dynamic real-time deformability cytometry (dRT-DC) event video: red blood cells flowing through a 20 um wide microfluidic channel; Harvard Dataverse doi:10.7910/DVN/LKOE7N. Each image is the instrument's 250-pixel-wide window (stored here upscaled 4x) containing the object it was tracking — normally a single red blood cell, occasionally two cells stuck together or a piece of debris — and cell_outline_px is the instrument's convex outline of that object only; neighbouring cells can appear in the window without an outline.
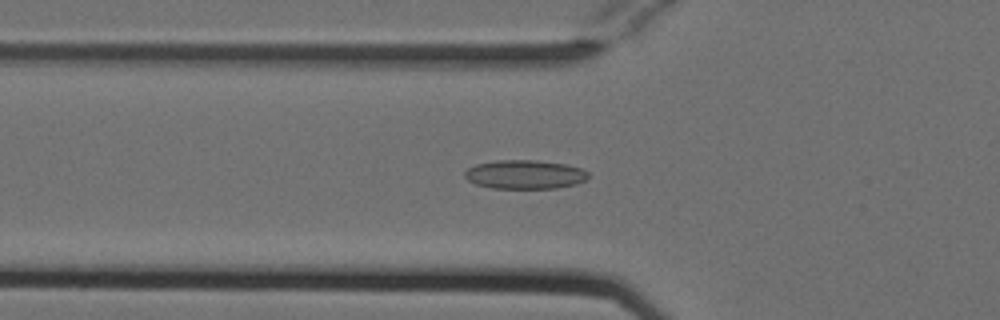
{"species": "Egyptian fruit bat (a non-hibernating species)", "species_latin": "Rousettus aegyptiacus", "temperature_condition": "cold", "stored_images_in_passage": 49, "camera_frame_rate_fps": 3000, "um_per_image_px": 0.085, "animal": {"sex": "female"}, "frame": {"image": 1, "passage_image": 18, "time_ms": 5.667, "image_size_px": [1000, 320], "cell_outline_px": [[588, 180], [576, 184], [556, 188], [492, 188], [476, 184], [468, 180], [464, 176], [464, 172], [468, 168], [476, 164], [496, 160], [536, 160], [568, 164], [580, 168], [588, 172]], "centroid_in_image_um": [44.63, 14.82], "position_along_channel_um": 81.2, "area_um2": 20.92}}
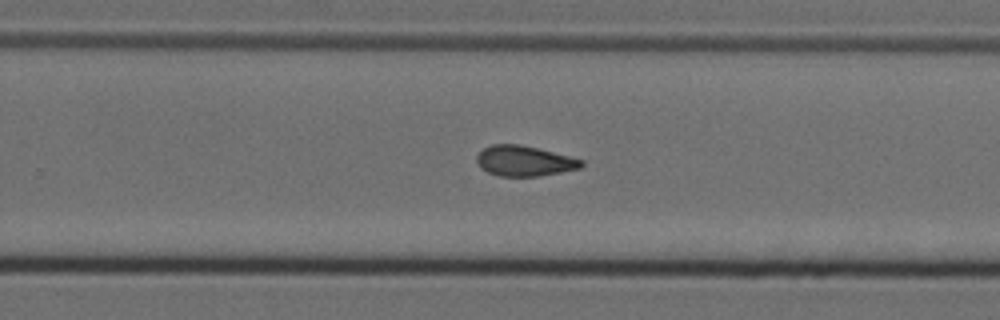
{"frame": {"image": 2, "passage_image": 34, "time_ms": 11.0, "image_size_px": [1000, 320], "cell_outline_px": [[584, 164], [580, 168], [560, 172], [536, 176], [500, 176], [488, 172], [480, 168], [476, 160], [476, 156], [484, 148], [492, 144], [520, 144], [584, 160]], "centroid_in_image_um": [44.54, 13.68], "position_along_channel_um": 285.3, "area_um2": 18.32}}
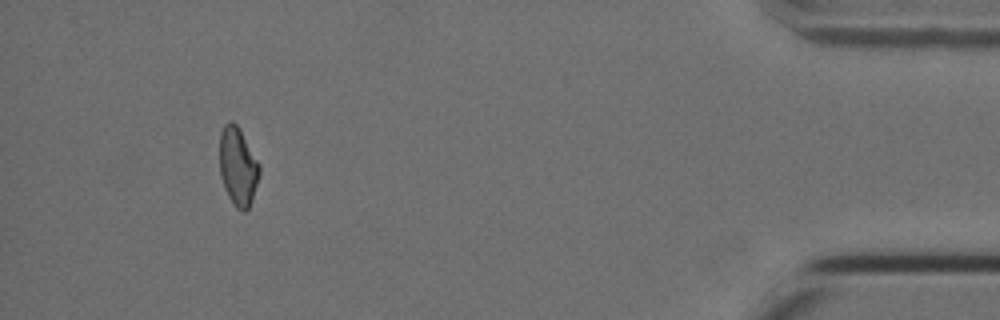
{"frame": {"image": 3, "passage_image": 49, "time_ms": 16.0, "image_size_px": [1000, 320], "cell_outline_px": [[260, 172], [252, 200], [248, 208], [244, 212], [236, 208], [228, 196], [224, 188], [220, 172], [220, 132], [224, 124], [228, 120], [232, 120], [236, 124], [260, 164]], "centroid_in_image_um": [20.21, 14.15], "position_along_channel_um": 415.0, "area_um2": 18.09}, "authors_computed_cell_mechanics": {"area_um2": 19.074, "velocity_mm_per_s": 3.8211, "shape_relaxation_time_tau1_ms": null, "shape_relaxation_time_tau2_ms": 4.0994, "deformation_change_tau1": null, "deformation_change_tau2": 0.1101}}